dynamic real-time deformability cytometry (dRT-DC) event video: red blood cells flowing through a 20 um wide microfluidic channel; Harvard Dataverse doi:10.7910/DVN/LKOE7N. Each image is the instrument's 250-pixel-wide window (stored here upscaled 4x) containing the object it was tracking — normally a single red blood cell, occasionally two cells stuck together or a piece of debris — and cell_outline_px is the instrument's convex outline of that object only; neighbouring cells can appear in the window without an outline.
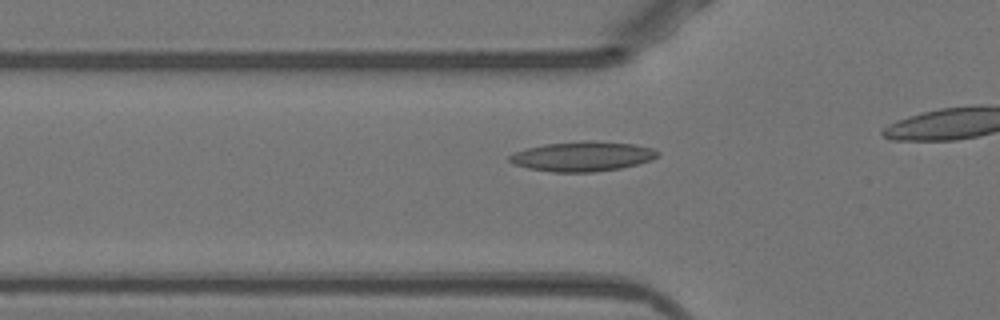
{"species": "Egyptian fruit bat (a non-hibernating species)", "species_latin": "Rousettus aegyptiacus", "temperature_condition": "warm", "stored_images_in_passage": 10, "camera_frame_rate_fps": 3000, "um_per_image_px": 0.085, "animal": {"sex": "female"}, "frame": {"image": 1, "passage_image": 6, "time_ms": 1.667, "image_size_px": [1000, 320], "cell_outline_px": [[660, 156], [652, 160], [620, 168], [592, 172], [552, 172], [528, 168], [512, 164], [508, 160], [508, 156], [516, 152], [528, 148], [544, 144], [584, 140], [592, 140], [636, 144], [652, 148], [660, 152]], "centroid_in_image_um": [49.53, 13.28], "position_along_channel_um": 76.3, "area_um2": 25.89}}
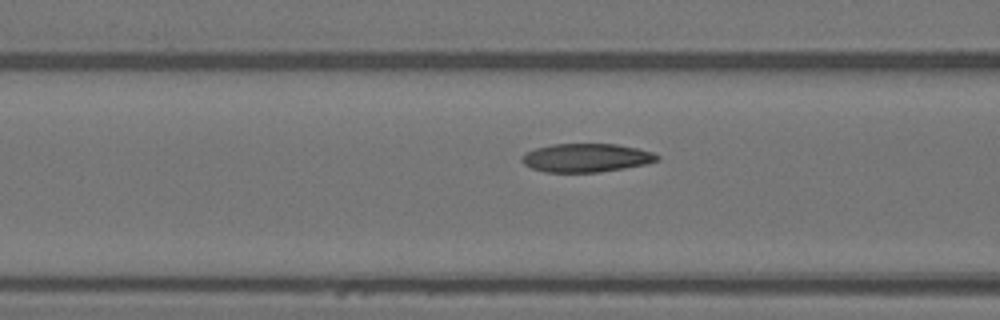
{"frame": {"image": 2, "passage_image": 9, "time_ms": 2.667, "image_size_px": [1000, 320], "cell_outline_px": [[660, 160], [644, 164], [624, 168], [600, 172], [544, 172], [532, 168], [524, 164], [520, 160], [520, 156], [524, 152], [536, 148], [552, 144], [616, 144], [640, 148], [652, 152], [660, 156]], "centroid_in_image_um": [49.81, 13.41], "position_along_channel_um": 116.8, "area_um2": 22.66}}